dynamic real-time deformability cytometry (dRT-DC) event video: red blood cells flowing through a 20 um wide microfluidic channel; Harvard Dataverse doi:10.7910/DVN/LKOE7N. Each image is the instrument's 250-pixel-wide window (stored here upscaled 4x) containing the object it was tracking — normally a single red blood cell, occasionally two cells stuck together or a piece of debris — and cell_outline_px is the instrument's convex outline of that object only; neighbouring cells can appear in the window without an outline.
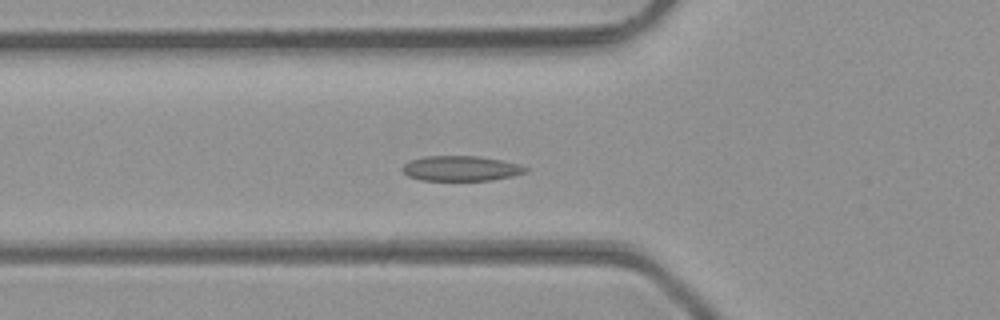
{"species": "common noctule bat (a hibernating species)", "species_latin": "Nyctalus noctula", "temperature_condition": "room temperature", "stored_images_in_passage": 41, "camera_frame_rate_fps": 3000, "um_per_image_px": 0.085, "animal": {"sex": "male", "body_mass_g": 23.1, "forearm_length_mm": 52.7}, "frame": {"image": 1, "passage_image": 9, "time_ms": 2.667, "image_size_px": [1000, 320], "cell_outline_px": [[528, 172], [512, 176], [492, 180], [420, 180], [408, 176], [400, 168], [408, 160], [424, 156], [480, 156], [520, 164], [528, 168]], "centroid_in_image_um": [39.16, 14.31], "position_along_channel_um": 86.6, "area_um2": 18.15}}
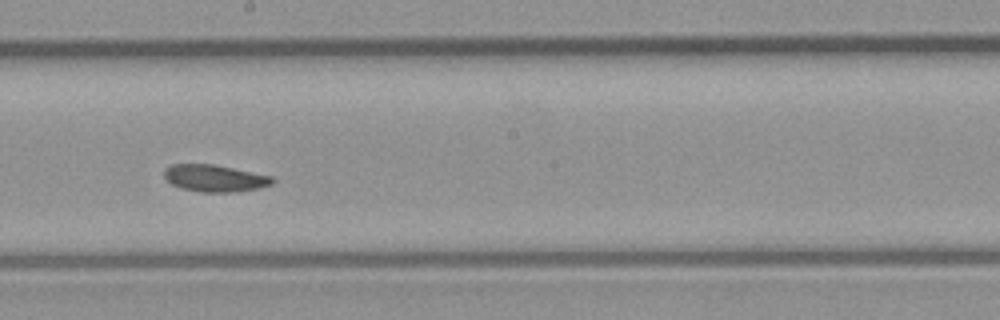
{"frame": {"image": 2, "passage_image": 19, "time_ms": 6.0, "image_size_px": [1000, 320], "cell_outline_px": [[276, 180], [272, 184], [260, 188], [236, 192], [200, 192], [180, 188], [172, 184], [164, 176], [164, 168], [172, 164], [212, 164], [272, 176]], "centroid_in_image_um": [18.26, 15.15], "position_along_channel_um": 229.9, "area_um2": 17.05}}
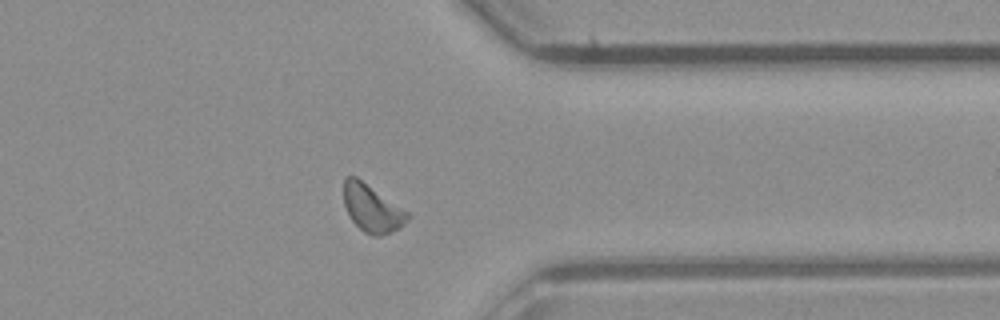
{"frame": {"image": 3, "passage_image": 30, "time_ms": 9.667, "image_size_px": [1000, 320], "cell_outline_px": [[408, 220], [400, 228], [392, 232], [380, 236], [372, 236], [364, 232], [352, 220], [344, 204], [344, 176], [356, 176], [408, 212]], "centroid_in_image_um": [31.61, 17.72], "position_along_channel_um": 379.8, "area_um2": 17.4}, "authors_computed_cell_mechanics": {"area_um2": 17.2822, "velocity_mm_per_s": 4.282, "shape_relaxation_time_tau1_ms": 8.9866, "shape_relaxation_time_tau2_ms": null, "deformation_change_tau1": 0.1333, "deformation_change_tau2": null}}